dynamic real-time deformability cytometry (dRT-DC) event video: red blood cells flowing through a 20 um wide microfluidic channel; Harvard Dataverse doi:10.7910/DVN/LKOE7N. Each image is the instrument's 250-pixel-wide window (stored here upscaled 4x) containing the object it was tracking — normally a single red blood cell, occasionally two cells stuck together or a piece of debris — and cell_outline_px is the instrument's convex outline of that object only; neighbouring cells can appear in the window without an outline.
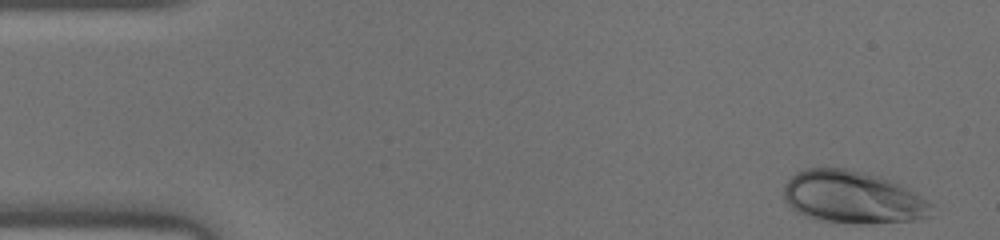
{"species": "human", "species_latin": "Homo sapiens", "temperature_condition": "warm", "stored_images_in_passage": 2, "camera_frame_rate_fps": 3000, "um_per_image_px": 0.085, "donor": {"sex": "male"}, "frame": {"image": 1, "passage_image": 1, "time_ms": 0.0, "image_size_px": [1000, 240], "cell_outline_px": [[932, 216], [920, 220], [872, 224], [856, 224], [816, 220], [804, 216], [796, 212], [784, 200], [784, 184], [792, 176], [808, 168], [844, 168], [880, 176], [900, 184], [908, 188], [928, 200], [932, 204]], "centroid_in_image_um": [72.52, 16.8], "position_along_channel_um": 12.5, "area_um2": 45.72}}